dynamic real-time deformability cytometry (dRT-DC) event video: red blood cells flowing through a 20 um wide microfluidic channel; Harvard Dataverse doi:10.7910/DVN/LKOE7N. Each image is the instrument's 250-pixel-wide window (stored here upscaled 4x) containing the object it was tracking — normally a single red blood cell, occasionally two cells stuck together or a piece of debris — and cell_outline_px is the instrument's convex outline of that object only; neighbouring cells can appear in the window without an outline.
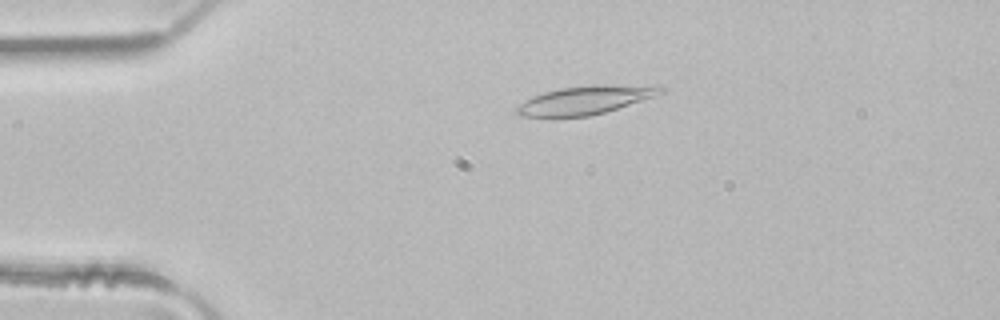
{"species": "common noctule bat (a hibernating species)", "species_latin": "Nyctalus noctula", "temperature_condition": "room temperature", "stored_images_in_passage": 40, "camera_frame_rate_fps": 3000, "um_per_image_px": 0.085, "animal": {"sex": "male", "body_mass_g": 21.5, "forearm_length_mm": 52.0}, "frame": {"image": 1, "passage_image": 10, "time_ms": 3.0, "image_size_px": [1000, 320], "cell_outline_px": [[664, 92], [604, 112], [588, 116], [552, 120], [520, 116], [516, 112], [516, 108], [524, 100], [532, 96], [544, 92], [560, 88], [592, 84], [660, 84], [664, 88]], "centroid_in_image_um": [49.69, 8.52], "position_along_channel_um": 35.3, "area_um2": 24.8}}
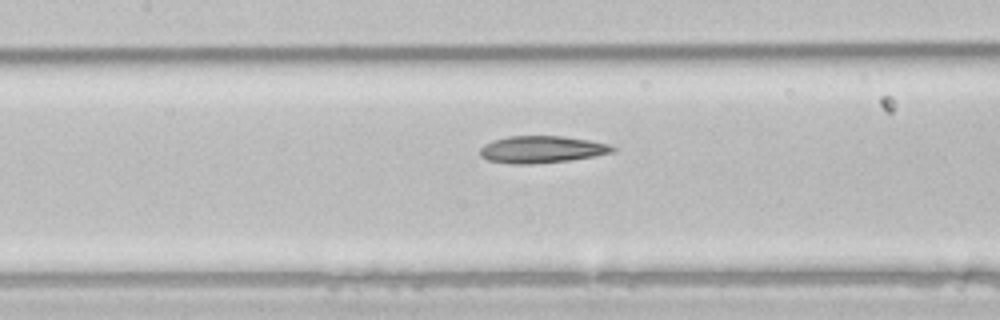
{"frame": {"image": 2, "passage_image": 22, "time_ms": 7.0, "image_size_px": [1000, 320], "cell_outline_px": [[616, 152], [596, 156], [568, 160], [532, 164], [512, 164], [488, 160], [480, 156], [480, 148], [484, 144], [492, 140], [508, 136], [564, 136], [588, 140], [608, 144], [616, 148]], "centroid_in_image_um": [46.04, 12.7], "position_along_channel_um": 161.4, "area_um2": 20.98}}
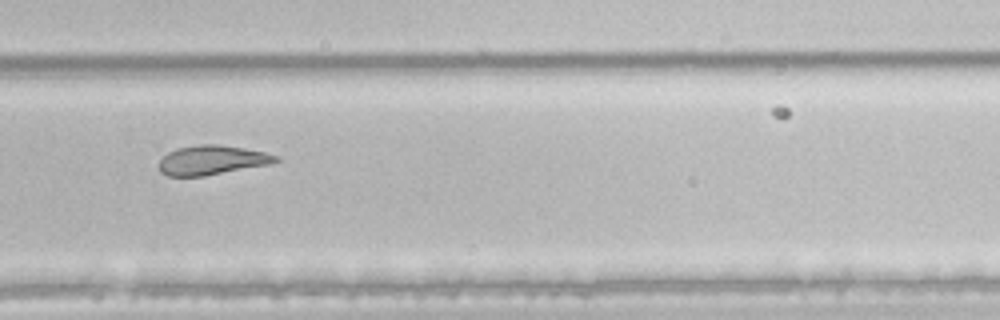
{"frame": {"image": 3, "passage_image": 33, "time_ms": 10.667, "image_size_px": [1000, 320], "cell_outline_px": [[280, 160], [272, 164], [204, 176], [168, 176], [160, 172], [160, 160], [168, 152], [176, 148], [200, 144], [220, 144], [244, 148], [264, 152], [276, 156]], "centroid_in_image_um": [18.02, 13.61], "position_along_channel_um": 311.8, "area_um2": 20.0}}